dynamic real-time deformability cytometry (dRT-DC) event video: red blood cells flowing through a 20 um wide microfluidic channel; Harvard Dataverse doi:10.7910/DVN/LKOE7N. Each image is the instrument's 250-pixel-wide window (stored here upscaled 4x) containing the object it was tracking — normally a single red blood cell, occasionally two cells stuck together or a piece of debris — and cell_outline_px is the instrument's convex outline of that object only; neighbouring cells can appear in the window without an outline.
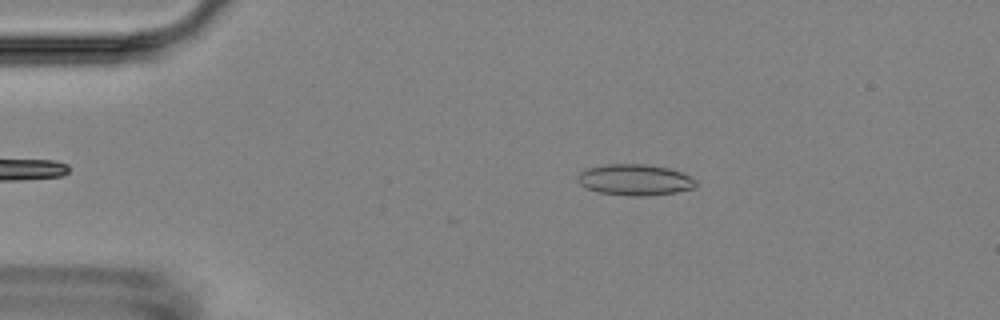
{"species": "Egyptian fruit bat (a non-hibernating species)", "species_latin": "Rousettus aegyptiacus", "temperature_condition": "room temperature", "stored_images_in_passage": 4, "camera_frame_rate_fps": 3000, "um_per_image_px": 0.085, "animal": {"sex": "female"}, "frame": {"image": 1, "passage_image": 4, "time_ms": 1.0, "image_size_px": [1000, 320], "cell_outline_px": [[696, 184], [692, 188], [676, 192], [644, 196], [628, 196], [600, 192], [588, 188], [580, 184], [576, 180], [576, 176], [580, 172], [588, 168], [604, 164], [644, 164], [668, 168], [680, 172], [696, 180]], "centroid_in_image_um": [53.92, 15.28], "position_along_channel_um": 31.1, "area_um2": 21.27}}